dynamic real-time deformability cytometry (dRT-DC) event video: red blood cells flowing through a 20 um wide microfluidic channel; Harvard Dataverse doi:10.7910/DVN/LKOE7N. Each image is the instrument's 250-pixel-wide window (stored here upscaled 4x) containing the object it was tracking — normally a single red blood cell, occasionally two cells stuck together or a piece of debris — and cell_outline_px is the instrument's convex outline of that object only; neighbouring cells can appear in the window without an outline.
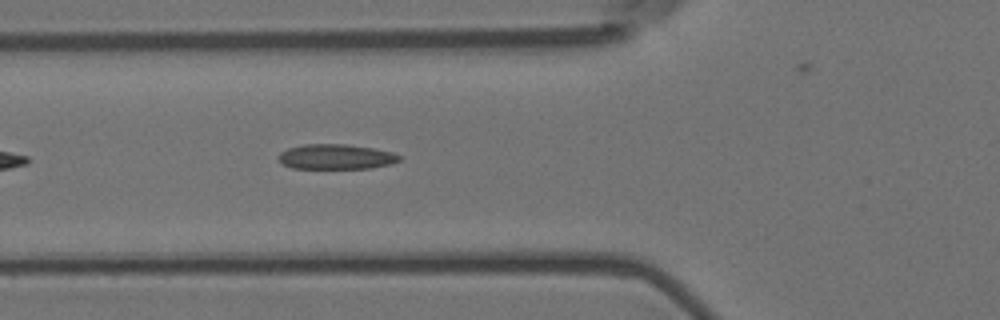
{"species": "Egyptian fruit bat (a non-hibernating species)", "species_latin": "Rousettus aegyptiacus", "temperature_condition": "room temperature", "stored_images_in_passage": 5, "camera_frame_rate_fps": 3000, "um_per_image_px": 0.085, "animal": {"sex": "female"}, "frame": {"image": 1, "passage_image": 5, "time_ms": 1.333, "image_size_px": [1000, 320], "cell_outline_px": [[400, 160], [392, 164], [372, 168], [292, 168], [284, 164], [280, 160], [280, 152], [288, 148], [304, 144], [344, 144], [372, 148], [392, 152], [400, 156]], "centroid_in_image_um": [28.58, 13.32], "position_along_channel_um": 97.2, "area_um2": 17.46}}